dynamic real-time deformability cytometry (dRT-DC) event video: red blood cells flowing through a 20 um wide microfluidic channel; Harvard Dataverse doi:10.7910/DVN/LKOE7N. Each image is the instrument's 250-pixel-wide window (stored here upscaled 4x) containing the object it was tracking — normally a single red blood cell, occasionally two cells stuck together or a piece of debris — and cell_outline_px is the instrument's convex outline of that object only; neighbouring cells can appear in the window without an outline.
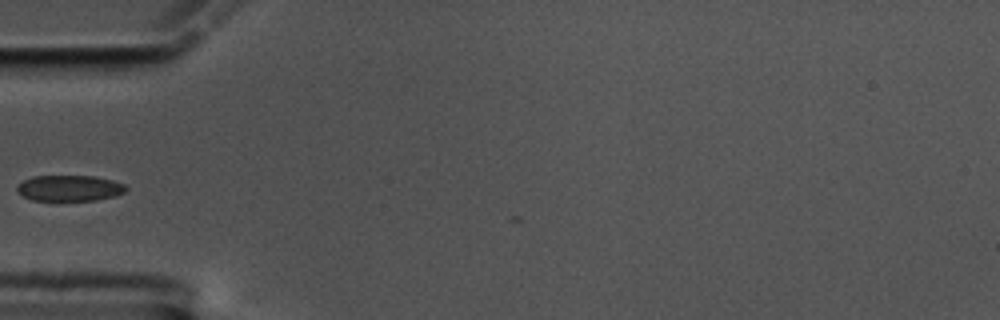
{"species": "common noctule bat (a hibernating species)", "species_latin": "Nyctalus noctula", "temperature_condition": "cold", "stored_images_in_passage": 7, "camera_frame_rate_fps": 3000, "um_per_image_px": 0.085, "animal": {"sex": "male", "body_mass_g": 17.5, "forearm_length_mm": 52.3}, "frame": {"image": 1, "passage_image": 1, "time_ms": 0.0, "image_size_px": [1000, 320], "cell_outline_px": [[128, 188], [124, 192], [116, 196], [96, 200], [32, 200], [16, 192], [16, 188], [24, 180], [32, 176], [96, 176], [112, 180], [124, 184]], "centroid_in_image_um": [5.92, 15.99], "position_along_channel_um": 79.1, "area_um2": 16.42}}